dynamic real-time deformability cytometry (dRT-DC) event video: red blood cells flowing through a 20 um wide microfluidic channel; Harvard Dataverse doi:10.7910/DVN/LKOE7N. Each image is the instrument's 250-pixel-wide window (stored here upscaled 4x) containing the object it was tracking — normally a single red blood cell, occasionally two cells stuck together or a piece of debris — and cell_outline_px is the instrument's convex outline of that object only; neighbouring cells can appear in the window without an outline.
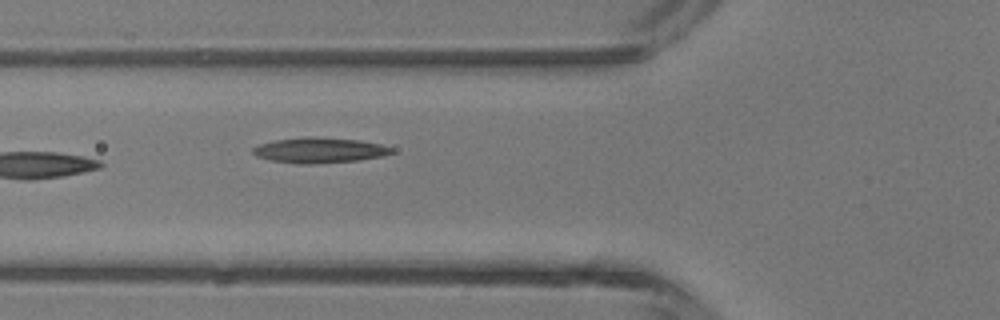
{"species": "common noctule bat (a hibernating species)", "species_latin": "Nyctalus noctula", "temperature_condition": "room temperature", "stored_images_in_passage": 5, "segment_of_instrument_passage": [1, 2], "camera_frame_rate_fps": 3000, "um_per_image_px": 0.085, "animal": {"sex": "male", "body_mass_g": 13.3}, "frame": {"image": 1, "passage_image": 4, "time_ms": 3.333, "image_size_px": [1000, 320], "cell_outline_px": [[392, 152], [384, 156], [360, 160], [312, 164], [296, 164], [268, 160], [256, 156], [252, 152], [252, 148], [260, 144], [276, 140], [308, 136], [360, 140], [380, 144], [392, 148]], "centroid_in_image_um": [27.13, 12.78], "position_along_channel_um": 98.7, "area_um2": 20.58}}